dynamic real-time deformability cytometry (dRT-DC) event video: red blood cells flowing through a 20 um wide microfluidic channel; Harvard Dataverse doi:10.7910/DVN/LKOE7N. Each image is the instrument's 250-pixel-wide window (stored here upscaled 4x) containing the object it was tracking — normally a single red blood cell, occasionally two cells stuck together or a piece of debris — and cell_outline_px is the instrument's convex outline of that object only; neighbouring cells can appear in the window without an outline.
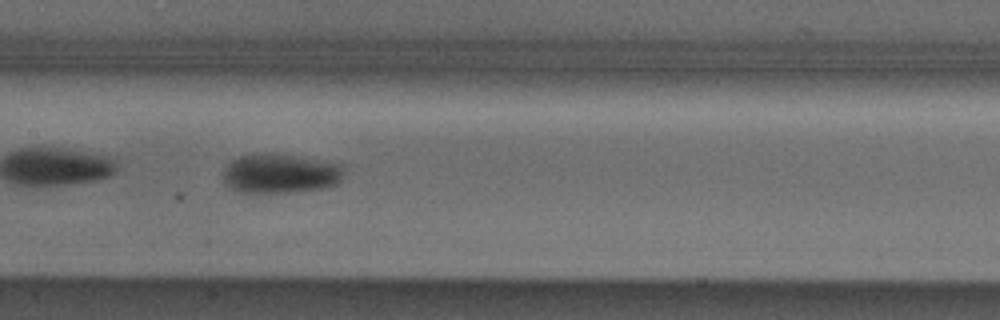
{"species": "Egyptian fruit bat (a non-hibernating species)", "species_latin": "Rousettus aegyptiacus", "temperature_condition": "cold", "stored_images_in_passage": 31, "camera_frame_rate_fps": 3000, "um_per_image_px": 0.085, "animal": {"sex": "male"}, "frame": {"image": 1, "passage_image": 10, "time_ms": 3.0, "image_size_px": [1000, 320], "cell_outline_px": [[344, 176], [336, 184], [324, 188], [288, 192], [236, 192], [228, 188], [224, 184], [224, 168], [232, 160], [240, 156], [292, 156], [344, 164]], "centroid_in_image_um": [23.85, 14.8], "position_along_channel_um": 183.6, "area_um2": 27.11}}
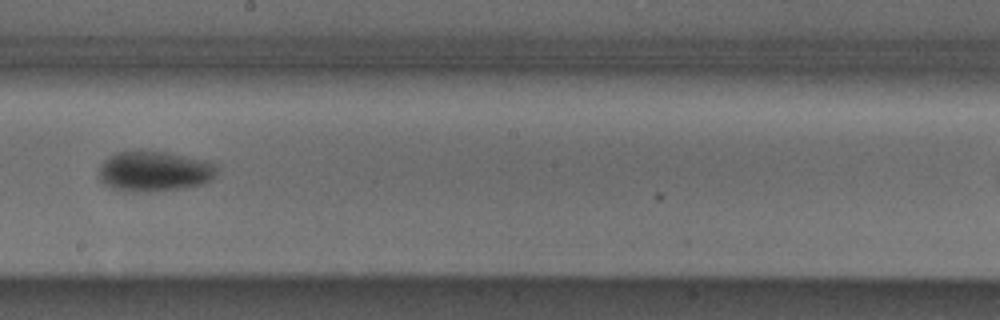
{"frame": {"image": 2, "passage_image": 14, "time_ms": 4.333, "image_size_px": [1000, 320], "cell_outline_px": [[216, 172], [212, 180], [204, 184], [156, 192], [124, 192], [112, 188], [104, 184], [100, 180], [100, 164], [108, 156], [116, 152], [168, 152], [208, 160], [216, 164]], "centroid_in_image_um": [13.13, 14.58], "position_along_channel_um": 235.1, "area_um2": 27.98}, "authors_computed_cell_mechanics": {"area_um2": 26.6458, "velocity_mm_per_s": 3.8811, "shape_relaxation_time_tau1_ms": 1.5939, "shape_relaxation_time_tau2_ms": null, "deformation_change_tau1": 0.0858, "deformation_change_tau2": null}}